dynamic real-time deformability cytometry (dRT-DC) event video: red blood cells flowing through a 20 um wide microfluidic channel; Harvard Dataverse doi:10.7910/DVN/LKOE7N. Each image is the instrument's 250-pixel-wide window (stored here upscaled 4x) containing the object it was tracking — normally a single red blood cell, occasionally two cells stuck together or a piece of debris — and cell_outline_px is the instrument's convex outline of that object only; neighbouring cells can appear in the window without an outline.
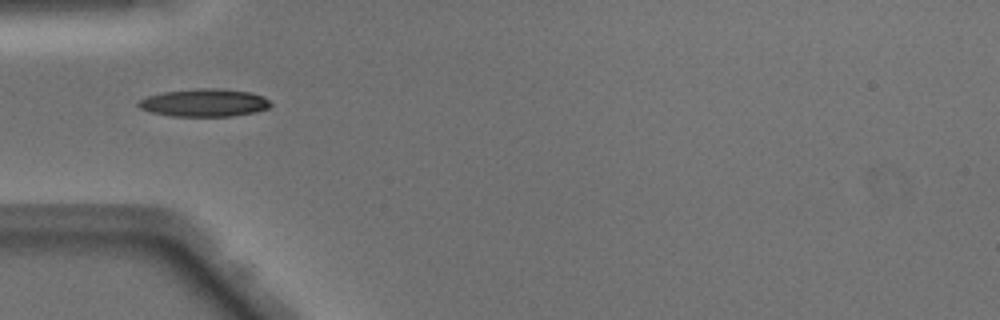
{"species": "Egyptian fruit bat (a non-hibernating species)", "species_latin": "Rousettus aegyptiacus", "temperature_condition": "warm", "stored_images_in_passage": 28, "camera_frame_rate_fps": 3000, "um_per_image_px": 0.085, "animal": {"sex": "male"}, "frame": {"image": 1, "passage_image": 1, "time_ms": 0.0, "image_size_px": [1000, 320], "cell_outline_px": [[272, 104], [268, 108], [256, 112], [232, 116], [172, 116], [152, 112], [140, 108], [136, 104], [140, 100], [148, 96], [164, 92], [196, 88], [220, 88], [252, 92], [264, 96]], "centroid_in_image_um": [17.41, 8.72], "position_along_channel_um": 67.6, "area_um2": 21.44}}
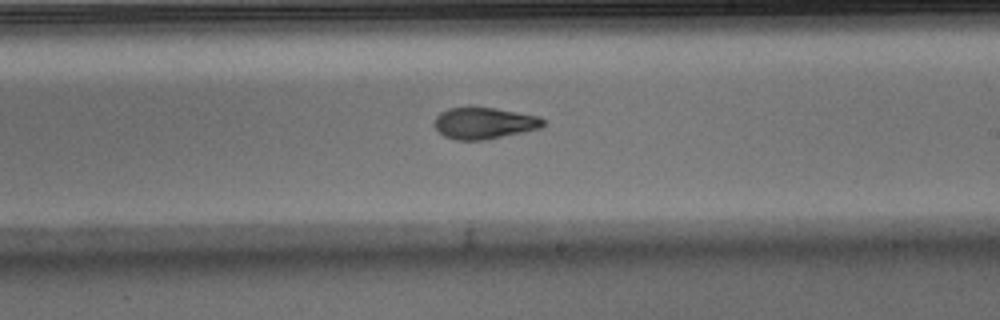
{"frame": {"image": 2, "passage_image": 14, "time_ms": 4.333, "image_size_px": [1000, 320], "cell_outline_px": [[544, 124], [540, 128], [484, 140], [456, 140], [444, 136], [432, 124], [436, 116], [440, 112], [448, 108], [496, 108], [540, 116], [544, 120]], "centroid_in_image_um": [41.13, 10.47], "position_along_channel_um": 247.9, "area_um2": 19.83}}
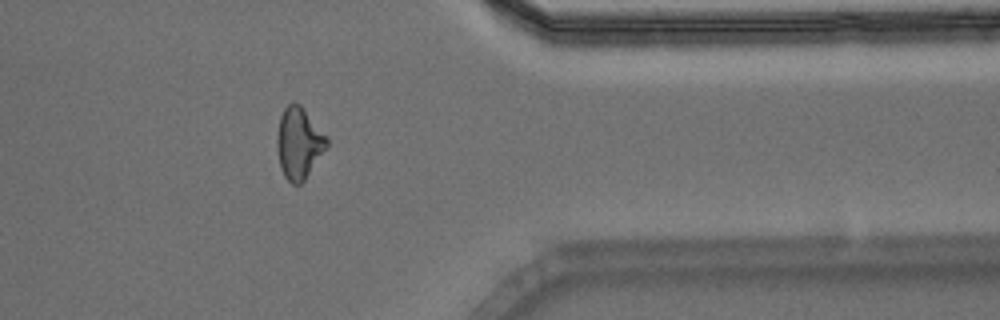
{"frame": {"image": 3, "passage_image": 25, "time_ms": 8.0, "image_size_px": [1000, 320], "cell_outline_px": [[328, 148], [304, 180], [300, 184], [292, 184], [284, 176], [280, 168], [276, 144], [276, 136], [280, 116], [284, 108], [288, 104], [300, 104], [328, 136]], "centroid_in_image_um": [25.42, 12.17], "position_along_channel_um": 386.0, "area_um2": 20.98}, "authors_computed_cell_mechanics": {"area_um2": 20.23, "velocity_mm_per_s": 4.1361, "shape_relaxation_time_tau1_ms": 4.9504, "shape_relaxation_time_tau2_ms": 2.1713, "deformation_change_tau1": 0.1951, "deformation_change_tau2": 0.0966}}